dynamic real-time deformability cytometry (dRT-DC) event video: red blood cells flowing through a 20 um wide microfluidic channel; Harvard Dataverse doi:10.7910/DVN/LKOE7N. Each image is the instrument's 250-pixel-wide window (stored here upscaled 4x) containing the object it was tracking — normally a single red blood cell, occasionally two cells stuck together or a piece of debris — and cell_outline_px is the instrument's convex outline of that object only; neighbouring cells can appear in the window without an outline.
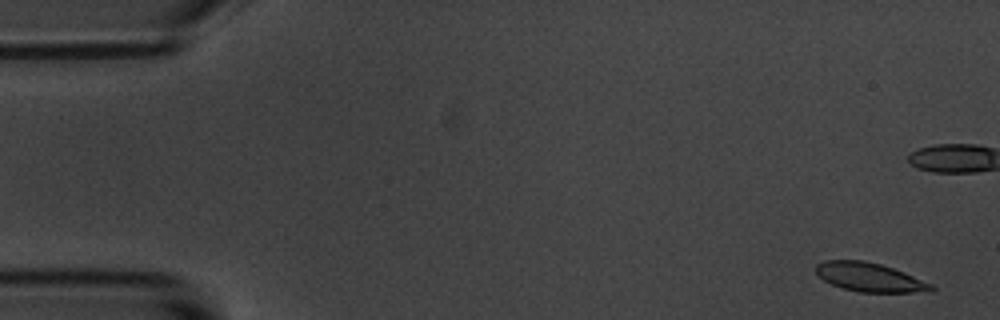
{"species": "common noctule bat (a hibernating species)", "species_latin": "Nyctalus noctula", "temperature_condition": "room temperature", "stored_images_in_passage": 5, "camera_frame_rate_fps": 3000, "um_per_image_px": 0.085, "animal": {"sex": "male", "body_mass_g": 20.1, "forearm_length_mm": 53.5}, "frame": {"image": 1, "passage_image": 1, "time_ms": 0.0, "image_size_px": [1000, 320], "cell_outline_px": [[936, 292], [860, 292], [840, 288], [824, 280], [816, 272], [816, 264], [824, 260], [864, 260], [880, 264], [904, 272], [932, 284], [936, 288]], "centroid_in_image_um": [73.95, 23.57], "position_along_channel_um": 11.1, "area_um2": 19.48}}